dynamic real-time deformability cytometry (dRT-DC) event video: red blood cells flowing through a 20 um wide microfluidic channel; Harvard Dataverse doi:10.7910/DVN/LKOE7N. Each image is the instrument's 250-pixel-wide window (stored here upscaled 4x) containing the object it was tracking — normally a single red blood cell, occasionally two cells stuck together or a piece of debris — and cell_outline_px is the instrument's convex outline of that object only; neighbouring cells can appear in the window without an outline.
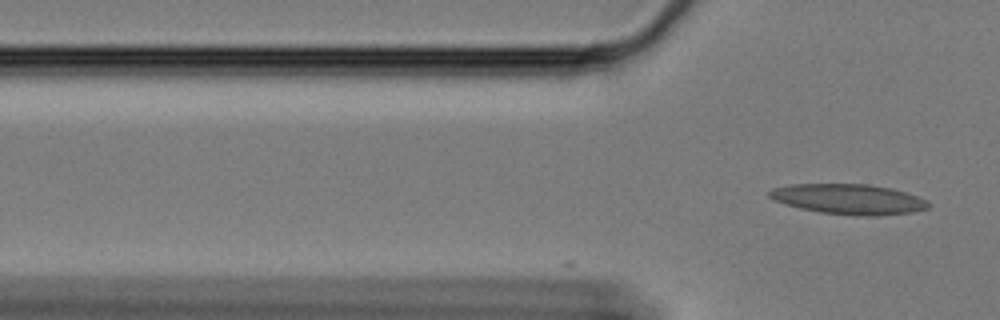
{"species": "Egyptian fruit bat (a non-hibernating species)", "species_latin": "Rousettus aegyptiacus", "temperature_condition": "cold", "stored_images_in_passage": 16, "camera_frame_rate_fps": 3000, "um_per_image_px": 0.085, "animal": {"sex": "female"}, "frame": {"image": 1, "passage_image": 16, "time_ms": 5.0, "image_size_px": [1000, 320], "cell_outline_px": [[932, 204], [928, 208], [912, 212], [876, 216], [856, 216], [820, 212], [800, 208], [776, 200], [768, 196], [768, 192], [772, 188], [792, 184], [868, 184], [892, 188], [928, 200]], "centroid_in_image_um": [72.18, 16.93], "position_along_channel_um": 53.6, "area_um2": 27.98}}